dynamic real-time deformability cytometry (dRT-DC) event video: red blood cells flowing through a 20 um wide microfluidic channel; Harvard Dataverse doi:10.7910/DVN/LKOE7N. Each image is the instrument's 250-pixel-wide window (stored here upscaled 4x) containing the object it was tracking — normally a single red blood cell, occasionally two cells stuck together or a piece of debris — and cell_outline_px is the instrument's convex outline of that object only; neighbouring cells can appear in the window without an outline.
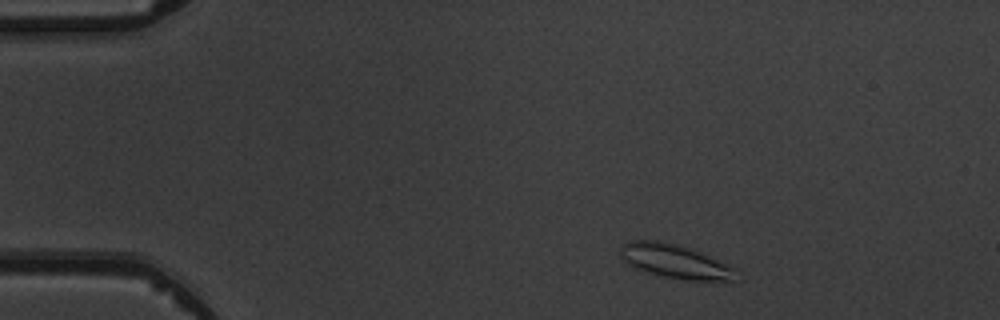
{"species": "common noctule bat (a hibernating species)", "species_latin": "Nyctalus noctula", "temperature_condition": "warm", "stored_images_in_passage": 3, "camera_frame_rate_fps": 3000, "um_per_image_px": 0.085, "animal": {"sex": "male", "body_mass_g": 19.5, "forearm_length_mm": 54.6}, "frame": {"image": 1, "passage_image": 1, "time_ms": 0.0, "image_size_px": [1000, 320], "cell_outline_px": [[736, 268], [732, 280], [688, 280], [664, 276], [648, 272], [624, 260], [620, 256], [620, 244], [628, 240], [660, 240], [688, 248], [700, 252]], "centroid_in_image_um": [57.33, 22.18], "position_along_channel_um": 27.7, "area_um2": 22.25}}